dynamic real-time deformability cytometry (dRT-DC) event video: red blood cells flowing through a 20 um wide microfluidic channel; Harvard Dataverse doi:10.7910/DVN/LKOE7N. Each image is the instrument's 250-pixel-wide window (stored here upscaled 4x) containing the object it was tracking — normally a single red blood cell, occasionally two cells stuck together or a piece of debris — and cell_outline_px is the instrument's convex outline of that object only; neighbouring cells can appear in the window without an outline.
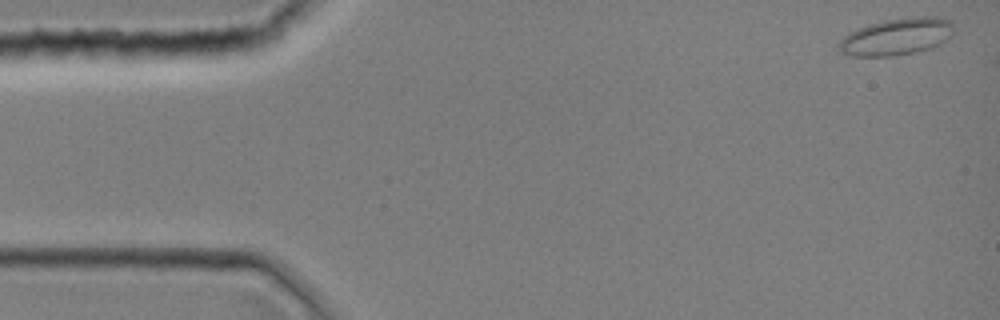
{"species": "common noctule bat (a hibernating species)", "species_latin": "Nyctalus noctula", "temperature_condition": "room temperature", "stored_images_in_passage": 5, "camera_frame_rate_fps": 3000, "um_per_image_px": 0.085, "animal": {"sex": "female", "body_mass_g": 19.0, "forearm_length_mm": 51.5}, "frame": {"image": 1, "passage_image": 1, "time_ms": 0.0, "image_size_px": [1000, 320], "cell_outline_px": [[952, 32], [948, 40], [932, 48], [920, 52], [892, 56], [852, 56], [840, 52], [836, 44], [848, 32], [868, 24], [884, 20], [912, 16], [944, 16], [952, 24]], "centroid_in_image_um": [76.21, 3.11], "position_along_channel_um": 8.8, "area_um2": 25.26}}